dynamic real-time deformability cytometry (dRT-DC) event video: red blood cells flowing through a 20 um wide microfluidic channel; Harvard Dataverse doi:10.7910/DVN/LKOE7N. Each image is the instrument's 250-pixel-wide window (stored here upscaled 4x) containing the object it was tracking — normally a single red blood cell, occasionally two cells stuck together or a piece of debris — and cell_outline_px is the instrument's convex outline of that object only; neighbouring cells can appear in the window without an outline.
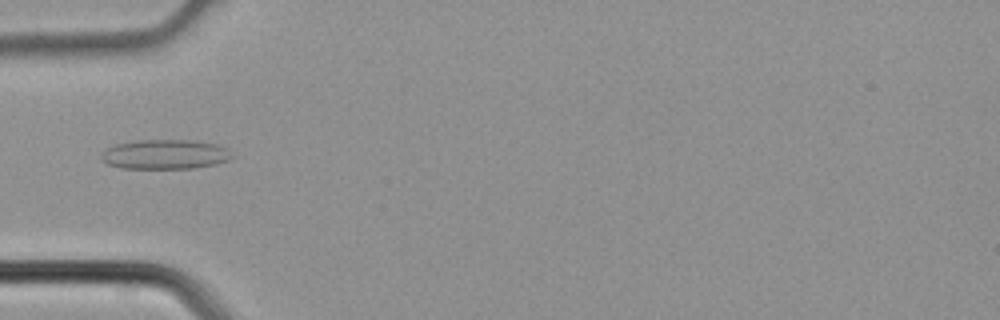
{"species": "common noctule bat (a hibernating species)", "species_latin": "Nyctalus noctula", "temperature_condition": "cold", "stored_images_in_passage": 2, "camera_frame_rate_fps": 3000, "um_per_image_px": 0.085, "animal": {"sex": "male", "body_mass_g": 21.5, "forearm_length_mm": 52.0}, "frame": {"image": 1, "passage_image": 2, "time_ms": 0.333, "image_size_px": [1000, 320], "cell_outline_px": [[236, 156], [228, 160], [216, 164], [196, 168], [120, 168], [108, 164], [100, 160], [100, 152], [116, 144], [136, 140], [192, 140], [216, 144], [228, 148]], "centroid_in_image_um": [14.05, 13.12], "position_along_channel_um": 71.0, "area_um2": 22.83}}